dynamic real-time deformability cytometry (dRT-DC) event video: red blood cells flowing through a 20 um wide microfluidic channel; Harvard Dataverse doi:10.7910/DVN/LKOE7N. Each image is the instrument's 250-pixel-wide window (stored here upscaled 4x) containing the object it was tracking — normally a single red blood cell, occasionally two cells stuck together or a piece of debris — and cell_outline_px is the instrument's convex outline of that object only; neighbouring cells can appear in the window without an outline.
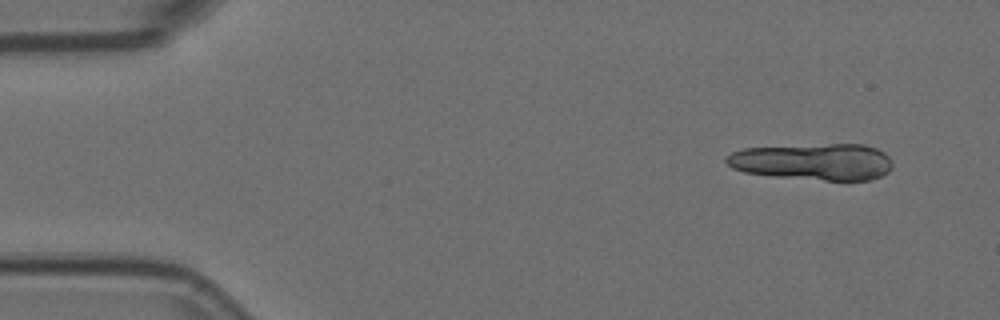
{"species": "Egyptian fruit bat (a non-hibernating species)", "species_latin": "Rousettus aegyptiacus", "temperature_condition": "room temperature", "stored_images_in_passage": 10, "segment_of_instrument_passage": [1, 2], "camera_frame_rate_fps": 3000, "um_per_image_px": 0.085, "animal": {"sex": "female"}, "frame": {"image": 1, "passage_image": 1, "time_ms": 0.0, "image_size_px": [1000, 320], "cell_outline_px": [[892, 168], [888, 172], [872, 180], [824, 180], [776, 176], [744, 172], [732, 168], [724, 160], [732, 152], [744, 148], [828, 144], [864, 144], [876, 148], [884, 152], [892, 160]], "centroid_in_image_um": [69.16, 13.74], "position_along_channel_um": 15.8, "area_um2": 35.43}}